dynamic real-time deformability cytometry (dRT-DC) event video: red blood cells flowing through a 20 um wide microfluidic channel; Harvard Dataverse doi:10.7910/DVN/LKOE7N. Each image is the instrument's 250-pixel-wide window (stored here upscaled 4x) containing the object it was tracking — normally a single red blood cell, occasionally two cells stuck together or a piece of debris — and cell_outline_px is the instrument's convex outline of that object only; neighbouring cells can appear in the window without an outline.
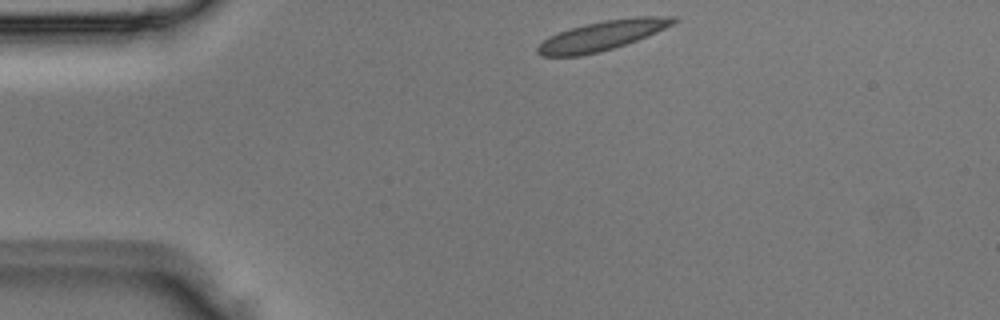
{"species": "Egyptian fruit bat (a non-hibernating species)", "species_latin": "Rousettus aegyptiacus", "temperature_condition": "room temperature", "stored_images_in_passage": 2, "camera_frame_rate_fps": 3000, "um_per_image_px": 0.085, "animal": {"sex": "male"}, "frame": {"image": 1, "passage_image": 1, "time_ms": 0.0, "image_size_px": [1000, 320], "cell_outline_px": [[680, 20], [648, 36], [600, 52], [580, 56], [540, 56], [536, 52], [536, 48], [548, 36], [584, 24], [604, 20], [632, 16], [676, 16]], "centroid_in_image_um": [51.19, 3.01], "position_along_channel_um": 33.8, "area_um2": 23.41}}